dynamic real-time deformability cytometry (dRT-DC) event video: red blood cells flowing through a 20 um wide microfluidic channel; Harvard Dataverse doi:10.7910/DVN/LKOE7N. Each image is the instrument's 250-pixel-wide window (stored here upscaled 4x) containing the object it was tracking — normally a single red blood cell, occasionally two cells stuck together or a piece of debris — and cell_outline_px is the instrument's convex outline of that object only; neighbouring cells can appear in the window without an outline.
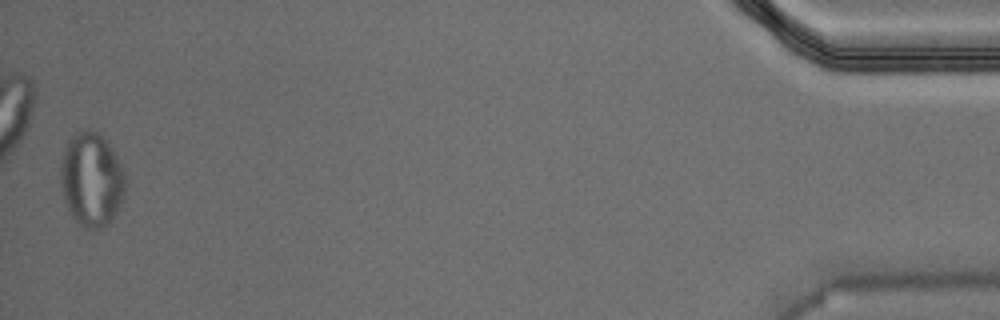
{"species": "Egyptian fruit bat (a non-hibernating species)", "species_latin": "Rousettus aegyptiacus", "temperature_condition": "warm", "stored_images_in_passage": 41, "segment_of_instrument_passage": [2, 2], "camera_frame_rate_fps": 3000, "um_per_image_px": 0.085, "animal": {"sex": "male"}, "frame": {"image": 1, "passage_image": 41, "time_ms": 13.333, "image_size_px": [1000, 320], "cell_outline_px": [[124, 196], [116, 212], [108, 224], [100, 228], [84, 228], [72, 216], [64, 200], [60, 184], [60, 164], [64, 148], [68, 140], [76, 132], [84, 128], [88, 128], [96, 132], [108, 144], [116, 156], [124, 172]], "centroid_in_image_um": [7.74, 15.25], "position_along_channel_um": 427.5, "area_um2": 35.26}}